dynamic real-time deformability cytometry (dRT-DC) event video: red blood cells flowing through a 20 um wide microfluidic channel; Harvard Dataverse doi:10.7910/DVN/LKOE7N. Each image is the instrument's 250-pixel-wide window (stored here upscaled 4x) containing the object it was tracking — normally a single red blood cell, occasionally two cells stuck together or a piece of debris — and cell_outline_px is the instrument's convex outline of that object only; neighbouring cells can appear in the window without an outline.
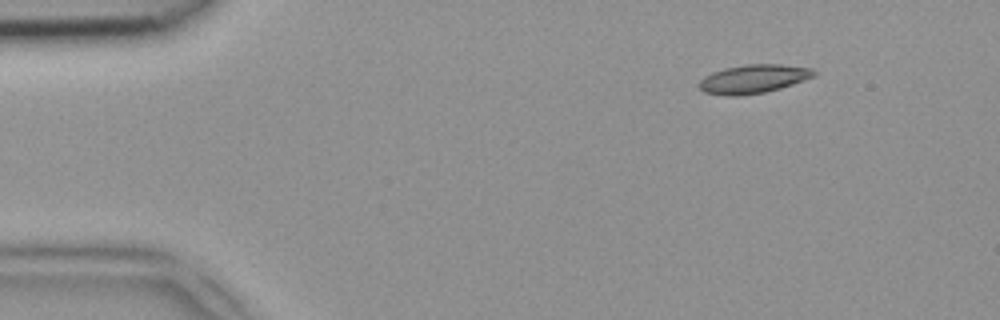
{"species": "common noctule bat (a hibernating species)", "species_latin": "Nyctalus noctula", "temperature_condition": "room temperature", "stored_images_in_passage": 43, "camera_frame_rate_fps": 3000, "um_per_image_px": 0.085, "animal": {"sex": "female", "body_mass_g": 18.4}, "frame": {"image": 1, "passage_image": 1, "time_ms": 0.0, "image_size_px": [1000, 320], "cell_outline_px": [[816, 76], [780, 88], [764, 92], [740, 96], [728, 96], [704, 92], [696, 84], [704, 76], [712, 72], [724, 68], [748, 64], [780, 64], [812, 68], [816, 72]], "centroid_in_image_um": [64.02, 6.71], "position_along_channel_um": 21.0, "area_um2": 19.25}}
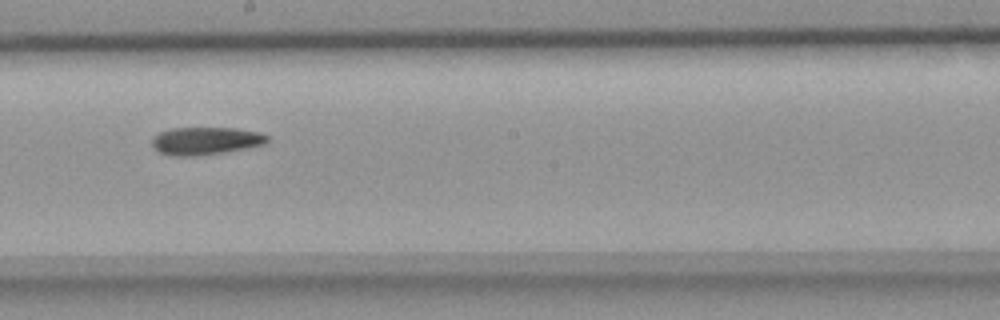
{"frame": {"image": 2, "passage_image": 22, "time_ms": 7.0, "image_size_px": [1000, 320], "cell_outline_px": [[272, 140], [264, 144], [248, 148], [224, 152], [196, 156], [172, 156], [160, 152], [152, 148], [152, 136], [168, 128], [236, 128], [260, 132], [268, 136]], "centroid_in_image_um": [17.48, 11.97], "position_along_channel_um": 230.7, "area_um2": 18.9}}
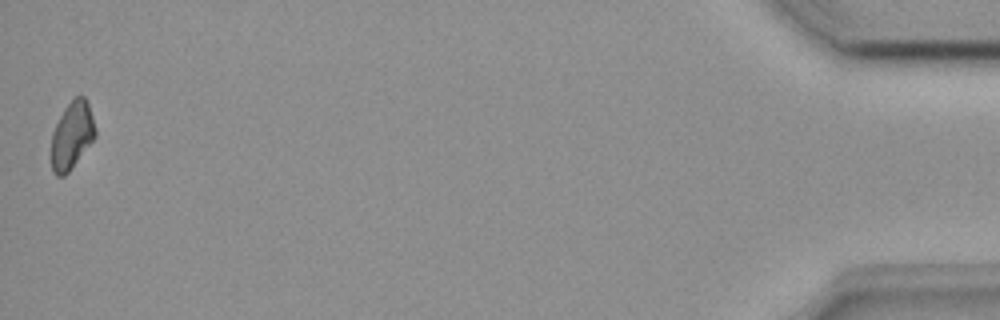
{"frame": {"image": 3, "passage_image": 43, "time_ms": 14.0, "image_size_px": [1000, 320], "cell_outline_px": [[96, 136], [68, 172], [64, 176], [56, 176], [52, 172], [52, 132], [64, 108], [76, 96], [84, 96], [88, 104], [96, 128]], "centroid_in_image_um": [6.11, 11.51], "position_along_channel_um": 429.1, "area_um2": 16.99}}